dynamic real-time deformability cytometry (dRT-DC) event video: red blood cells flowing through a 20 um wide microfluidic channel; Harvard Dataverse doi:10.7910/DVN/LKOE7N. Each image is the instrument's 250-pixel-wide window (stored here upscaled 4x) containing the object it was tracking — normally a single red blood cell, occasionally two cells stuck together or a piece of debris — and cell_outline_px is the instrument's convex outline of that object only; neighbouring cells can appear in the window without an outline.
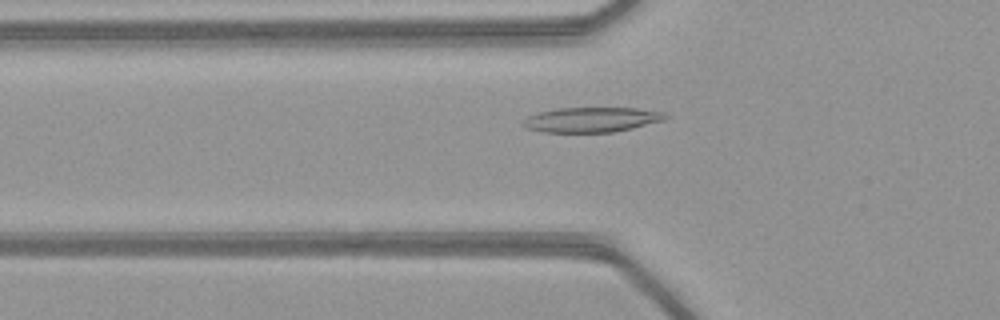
{"species": "common noctule bat (a hibernating species)", "species_latin": "Nyctalus noctula", "temperature_condition": "warm", "stored_images_in_passage": 48, "camera_frame_rate_fps": 3000, "um_per_image_px": 0.085, "animal": {"sex": "female", "body_mass_g": 21.9}, "frame": {"image": 1, "passage_image": 15, "time_ms": 4.667, "image_size_px": [1000, 320], "cell_outline_px": [[668, 116], [664, 120], [632, 128], [612, 132], [544, 132], [528, 128], [520, 124], [528, 116], [540, 112], [556, 108], [636, 108], [668, 112]], "centroid_in_image_um": [50.32, 10.16], "position_along_channel_um": 75.5, "area_um2": 20.63}}
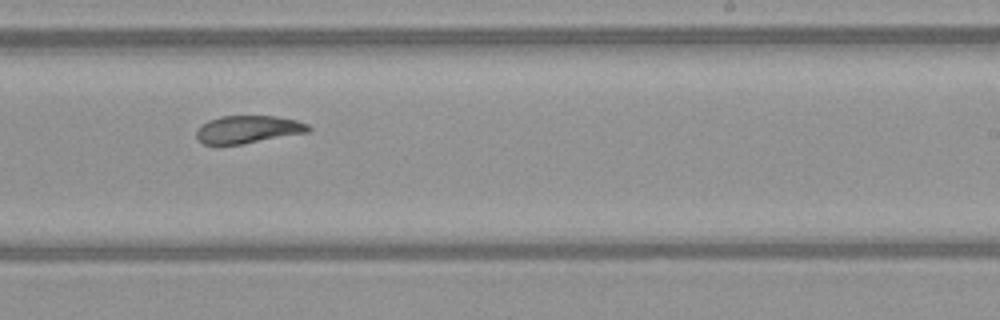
{"frame": {"image": 2, "passage_image": 29, "time_ms": 9.333, "image_size_px": [1000, 320], "cell_outline_px": [[312, 128], [308, 132], [240, 144], [204, 144], [196, 136], [196, 132], [200, 124], [208, 120], [220, 116], [276, 116], [296, 120], [308, 124]], "centroid_in_image_um": [21.07, 10.98], "position_along_channel_um": 267.9, "area_um2": 17.92}}
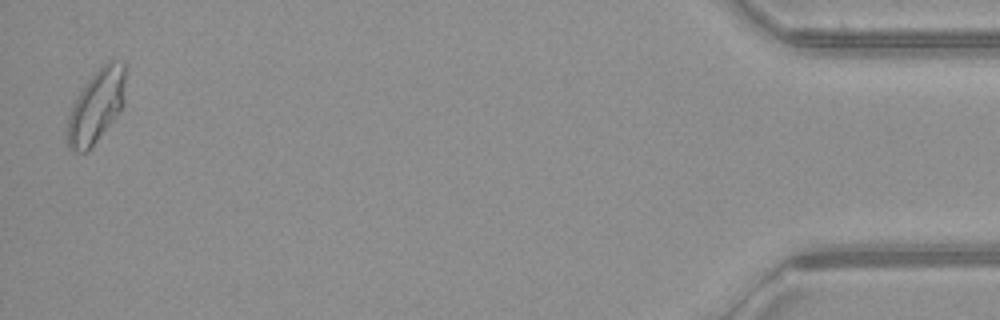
{"frame": {"image": 3, "passage_image": 47, "time_ms": 15.333, "image_size_px": [1000, 320], "cell_outline_px": [[124, 104], [88, 152], [72, 152], [68, 144], [68, 116], [72, 104], [88, 80], [108, 60], [124, 60]], "centroid_in_image_um": [8.18, 9.02], "position_along_channel_um": 427.0, "area_um2": 24.28}, "authors_computed_cell_mechanics": {"area_um2": 20.519, "velocity_mm_per_s": 4.1055, "shape_relaxation_time_tau1_ms": 11.0376, "shape_relaxation_time_tau2_ms": 3.4407, "deformation_change_tau1": 0.2743, "deformation_change_tau2": 0.0868}}